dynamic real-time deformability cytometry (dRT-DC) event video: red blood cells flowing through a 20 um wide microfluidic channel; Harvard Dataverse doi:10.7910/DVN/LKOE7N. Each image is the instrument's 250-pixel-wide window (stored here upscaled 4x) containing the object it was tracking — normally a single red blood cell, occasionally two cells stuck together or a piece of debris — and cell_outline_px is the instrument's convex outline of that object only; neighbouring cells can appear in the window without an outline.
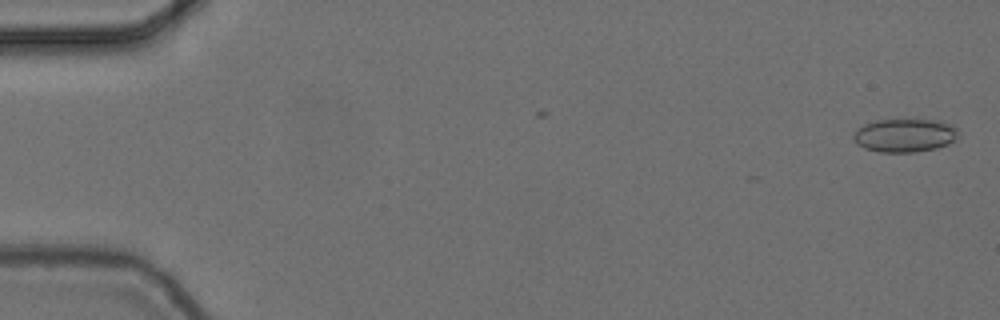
{"species": "common noctule bat (a hibernating species)", "species_latin": "Nyctalus noctula", "temperature_condition": "cold", "stored_images_in_passage": 8, "camera_frame_rate_fps": 3000, "um_per_image_px": 0.085, "animal": {"sex": "female", "body_mass_g": 24.6, "forearm_length_mm": 56.2}, "frame": {"image": 1, "passage_image": 2, "time_ms": 0.333, "image_size_px": [1000, 320], "cell_outline_px": [[960, 136], [948, 144], [936, 148], [916, 152], [880, 152], [864, 148], [856, 144], [852, 140], [852, 136], [856, 128], [864, 124], [876, 120], [940, 120], [952, 124], [960, 132]], "centroid_in_image_um": [76.9, 11.5], "position_along_channel_um": 8.1, "area_um2": 20.75}}